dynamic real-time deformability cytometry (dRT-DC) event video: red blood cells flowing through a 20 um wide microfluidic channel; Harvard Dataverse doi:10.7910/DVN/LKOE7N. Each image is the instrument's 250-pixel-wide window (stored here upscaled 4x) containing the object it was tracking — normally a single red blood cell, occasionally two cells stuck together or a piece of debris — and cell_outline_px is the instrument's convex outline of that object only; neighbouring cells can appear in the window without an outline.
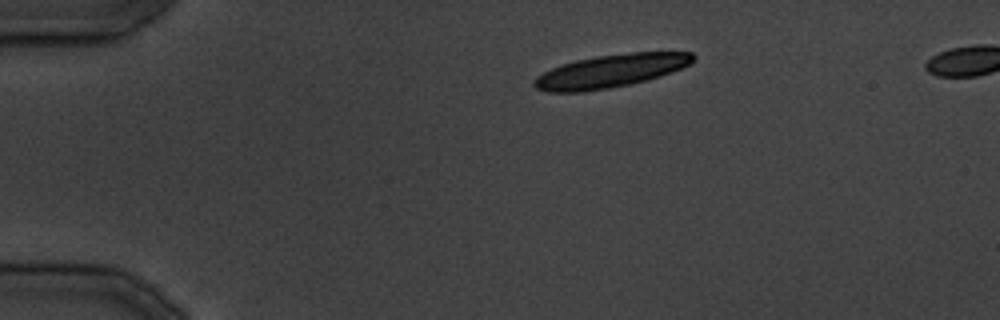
{"species": "common noctule bat (a hibernating species)", "species_latin": "Nyctalus noctula", "temperature_condition": "cold", "stored_images_in_passage": 14, "camera_frame_rate_fps": 3000, "um_per_image_px": 0.085, "animal": {"sex": "male", "body_mass_g": 19.5, "forearm_length_mm": 54.6}, "frame": {"image": 1, "passage_image": 1, "time_ms": 0.0, "image_size_px": [1000, 320], "cell_outline_px": [[696, 56], [688, 64], [672, 72], [660, 76], [628, 84], [608, 88], [584, 92], [548, 92], [536, 88], [532, 84], [532, 80], [536, 76], [552, 68], [576, 60], [596, 56], [632, 52], [692, 52]], "centroid_in_image_um": [51.86, 6.04], "position_along_channel_um": 33.1, "area_um2": 30.29}}